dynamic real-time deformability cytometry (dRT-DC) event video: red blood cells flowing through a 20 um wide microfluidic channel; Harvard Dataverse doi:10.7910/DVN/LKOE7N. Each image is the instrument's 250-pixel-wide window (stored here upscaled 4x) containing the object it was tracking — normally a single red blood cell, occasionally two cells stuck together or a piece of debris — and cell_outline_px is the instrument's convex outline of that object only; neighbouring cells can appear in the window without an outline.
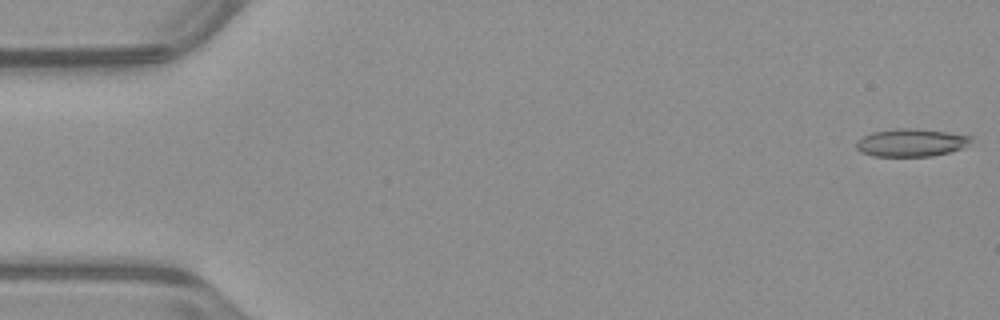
{"species": "common noctule bat (a hibernating species)", "species_latin": "Nyctalus noctula", "temperature_condition": "warm", "stored_images_in_passage": 52, "camera_frame_rate_fps": 3000, "um_per_image_px": 0.085, "animal": {"sex": "male", "body_mass_g": 23.1, "forearm_length_mm": 52.7}, "frame": {"image": 1, "passage_image": 1, "time_ms": 0.0, "image_size_px": [1000, 320], "cell_outline_px": [[972, 140], [968, 144], [960, 148], [948, 152], [932, 156], [872, 156], [860, 152], [856, 148], [856, 140], [872, 132], [896, 128], [912, 128], [948, 132], [972, 136]], "centroid_in_image_um": [77.4, 12.12], "position_along_channel_um": 7.6, "area_um2": 18.55}}
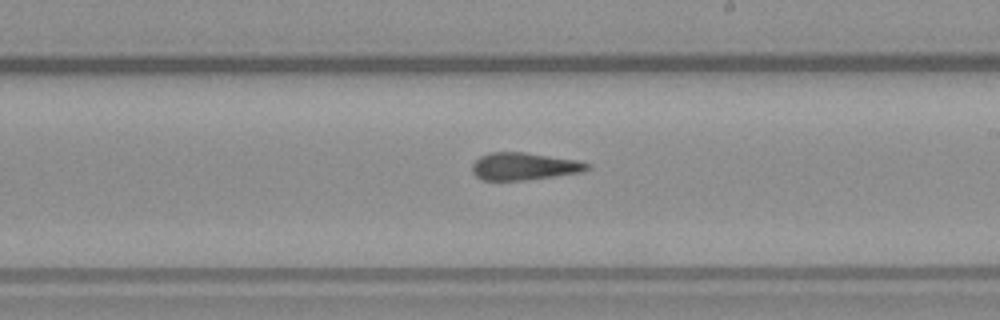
{"frame": {"image": 2, "passage_image": 30, "time_ms": 9.667, "image_size_px": [1000, 320], "cell_outline_px": [[592, 168], [584, 172], [524, 180], [484, 180], [476, 176], [472, 172], [472, 164], [480, 156], [488, 152], [524, 152], [576, 160], [592, 164]], "centroid_in_image_um": [44.57, 14.13], "position_along_channel_um": 244.4, "area_um2": 18.44}}
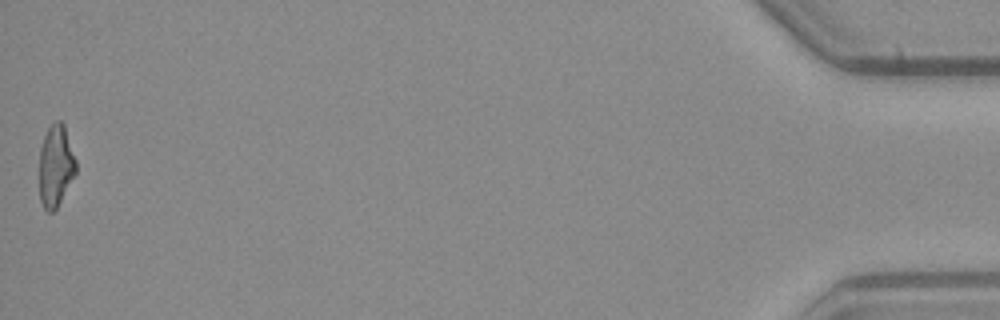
{"frame": {"image": 3, "passage_image": 52, "time_ms": 17.0, "image_size_px": [1000, 320], "cell_outline_px": [[76, 172], [56, 208], [52, 212], [48, 212], [44, 208], [40, 200], [40, 148], [44, 136], [48, 128], [56, 120], [60, 120], [64, 124], [76, 160]], "centroid_in_image_um": [4.74, 14.07], "position_along_channel_um": 430.5, "area_um2": 17.22}, "authors_computed_cell_mechanics": {"area_um2": 18.9006, "velocity_mm_per_s": 3.9777, "shape_relaxation_time_tau1_ms": null, "shape_relaxation_time_tau2_ms": 3.3597, "deformation_change_tau1": null, "deformation_change_tau2": 0.1455}}